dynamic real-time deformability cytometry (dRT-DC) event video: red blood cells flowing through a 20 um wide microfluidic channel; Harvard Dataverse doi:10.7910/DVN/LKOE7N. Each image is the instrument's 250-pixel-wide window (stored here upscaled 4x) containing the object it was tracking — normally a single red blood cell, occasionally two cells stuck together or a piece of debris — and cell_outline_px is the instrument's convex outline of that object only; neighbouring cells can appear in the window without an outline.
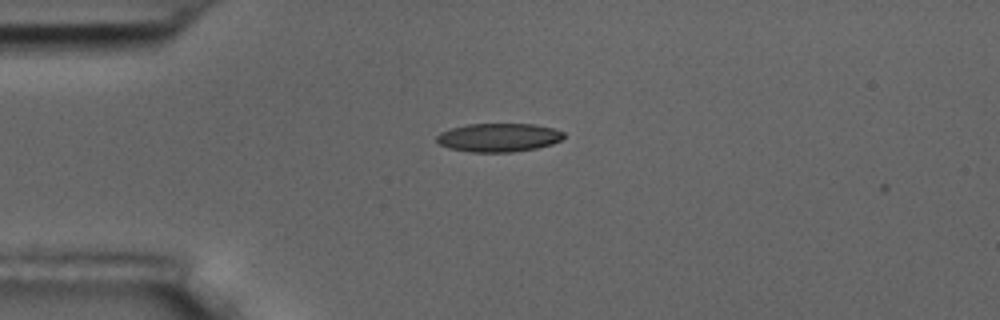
{"species": "common noctule bat (a hibernating species)", "species_latin": "Nyctalus noctula", "temperature_condition": "room temperature", "stored_images_in_passage": 2, "camera_frame_rate_fps": 3000, "um_per_image_px": 0.085, "animal": {"sex": "male", "body_mass_g": 17.5, "forearm_length_mm": 52.3}, "frame": {"image": 1, "passage_image": 1, "time_ms": 0.0, "image_size_px": [1000, 320], "cell_outline_px": [[564, 136], [560, 140], [552, 144], [536, 148], [512, 152], [468, 152], [448, 148], [440, 144], [436, 140], [436, 136], [440, 132], [452, 128], [468, 124], [536, 124], [552, 128], [564, 132]], "centroid_in_image_um": [42.37, 11.69], "position_along_channel_um": 42.6, "area_um2": 21.15}}